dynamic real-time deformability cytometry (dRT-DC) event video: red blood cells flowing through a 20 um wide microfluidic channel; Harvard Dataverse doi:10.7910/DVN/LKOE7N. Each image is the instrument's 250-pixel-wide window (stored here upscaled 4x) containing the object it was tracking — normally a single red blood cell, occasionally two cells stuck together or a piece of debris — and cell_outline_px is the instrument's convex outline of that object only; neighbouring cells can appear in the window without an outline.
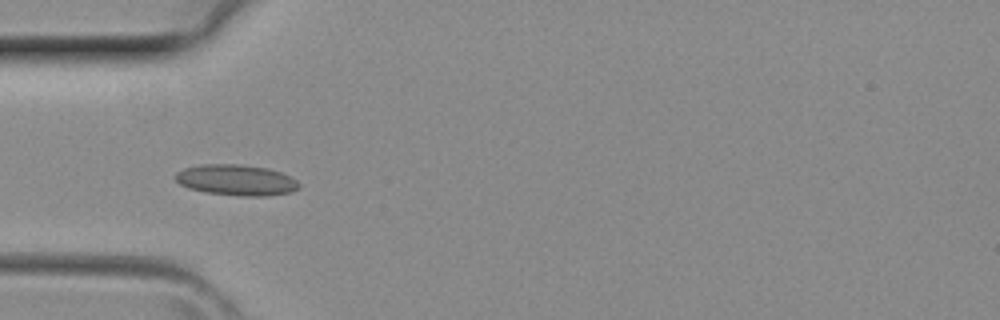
{"species": "common noctule bat (a hibernating species)", "species_latin": "Nyctalus noctula", "temperature_condition": "room temperature", "stored_images_in_passage": 5, "camera_frame_rate_fps": 3000, "um_per_image_px": 0.085, "animal": {"sex": "female", "body_mass_g": 29.2, "forearm_length_mm": 56.3}, "frame": {"image": 1, "passage_image": 4, "time_ms": 1.0, "image_size_px": [1000, 320], "cell_outline_px": [[300, 188], [292, 192], [264, 196], [244, 196], [208, 192], [188, 188], [180, 184], [172, 176], [176, 172], [184, 168], [200, 164], [240, 164], [268, 168], [280, 172], [296, 180], [300, 184]], "centroid_in_image_um": [20.07, 15.29], "position_along_channel_um": 64.9, "area_um2": 22.25}}
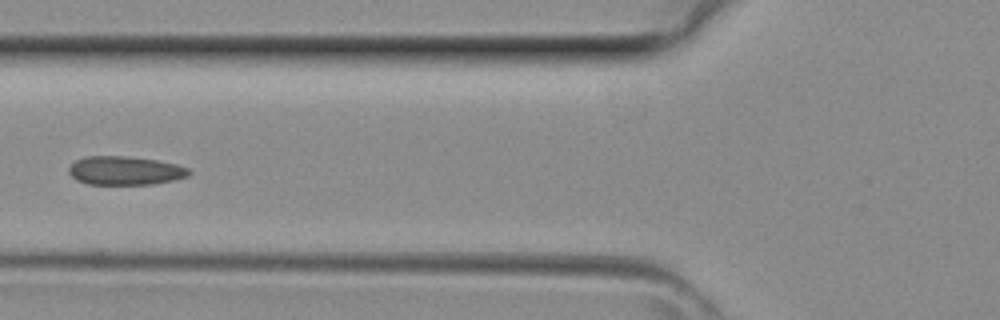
{"frame": {"image": 2, "passage_image": 5, "time_ms": 1.333, "image_size_px": [1000, 320], "cell_outline_px": [[192, 172], [188, 176], [172, 180], [152, 184], [88, 184], [76, 180], [68, 172], [68, 168], [76, 160], [88, 156], [128, 156], [156, 160], [176, 164], [188, 168]], "centroid_in_image_um": [10.63, 14.5], "position_along_channel_um": 115.2, "area_um2": 20.0}}